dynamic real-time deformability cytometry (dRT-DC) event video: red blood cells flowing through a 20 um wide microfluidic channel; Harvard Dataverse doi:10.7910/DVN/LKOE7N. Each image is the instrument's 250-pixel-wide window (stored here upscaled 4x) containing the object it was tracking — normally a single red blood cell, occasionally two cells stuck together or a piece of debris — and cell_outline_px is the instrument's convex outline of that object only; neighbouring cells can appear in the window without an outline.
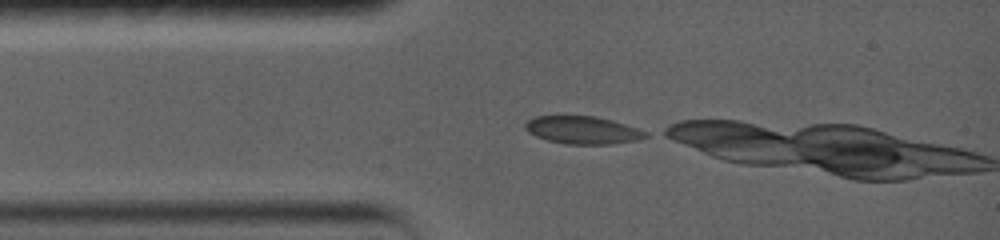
{"species": "common noctule bat (a hibernating species)", "species_latin": "Nyctalus noctula", "temperature_condition": "warm", "stored_images_in_passage": 3, "camera_frame_rate_fps": 5000, "um_per_image_px": 0.085, "animal": {"sex": "female", "body_mass_g": 19.0, "forearm_length_mm": 56.7}, "frame": {"image": 1, "passage_image": 1, "time_ms": 0.0, "image_size_px": [1000, 240], "cell_outline_px": [[648, 136], [640, 140], [612, 144], [564, 144], [548, 140], [536, 136], [528, 132], [524, 128], [524, 124], [528, 120], [536, 116], [596, 116], [612, 120], [648, 132]], "centroid_in_image_um": [49.53, 11.06], "position_along_channel_um": 35.5, "area_um2": 19.48}}